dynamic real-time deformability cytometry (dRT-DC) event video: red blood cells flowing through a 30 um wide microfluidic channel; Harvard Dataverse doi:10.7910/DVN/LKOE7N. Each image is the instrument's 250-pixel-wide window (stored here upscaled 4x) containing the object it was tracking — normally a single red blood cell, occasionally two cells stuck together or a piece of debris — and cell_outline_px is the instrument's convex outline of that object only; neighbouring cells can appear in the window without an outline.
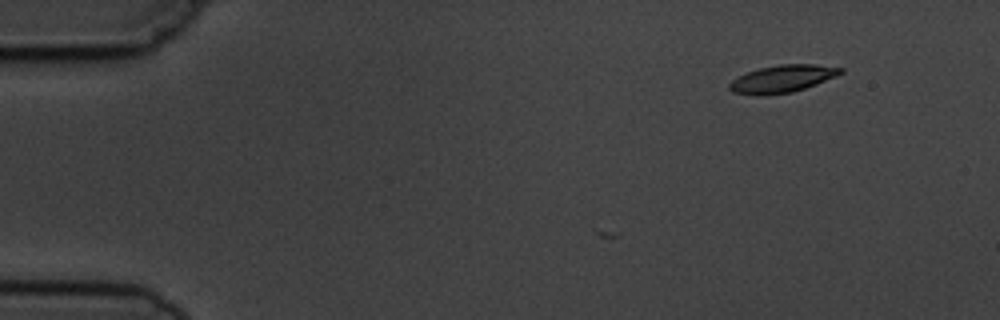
{"species": "common noctule bat (a hibernating species)", "species_latin": "Nyctalus noctula", "temperature_condition": "cold", "stored_images_in_passage": 2, "camera_frame_rate_fps": 3000, "um_per_image_px": 0.085, "animal": {"sex": "male", "body_mass_g": 19.5, "forearm_length_mm": 54.6}, "frame": {"image": 1, "passage_image": 2, "time_ms": 1.0, "image_size_px": [1000, 320], "cell_outline_px": [[844, 72], [836, 76], [816, 84], [792, 92], [764, 96], [756, 96], [732, 92], [728, 88], [728, 84], [732, 80], [748, 72], [760, 68], [780, 64], [816, 64], [844, 68]], "centroid_in_image_um": [66.49, 6.71], "position_along_channel_um": 18.5, "area_um2": 17.8}}